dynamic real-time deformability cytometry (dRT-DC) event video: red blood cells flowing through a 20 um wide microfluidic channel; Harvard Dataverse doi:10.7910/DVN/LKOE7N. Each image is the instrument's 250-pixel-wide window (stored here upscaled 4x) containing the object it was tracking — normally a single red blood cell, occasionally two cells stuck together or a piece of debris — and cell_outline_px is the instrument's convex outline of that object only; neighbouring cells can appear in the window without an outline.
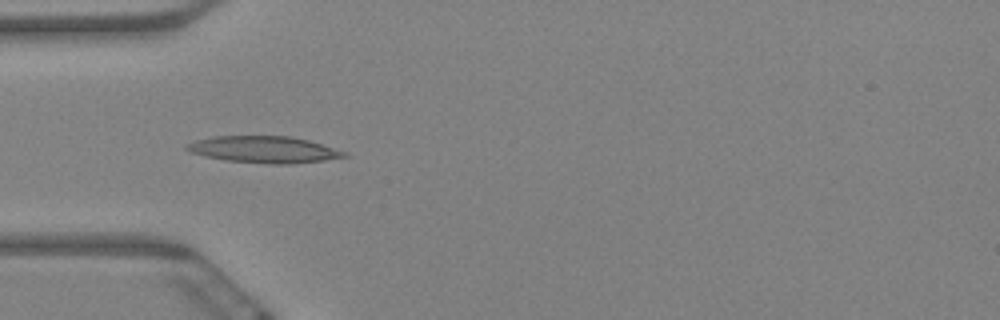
{"species": "Egyptian fruit bat (a non-hibernating species)", "species_latin": "Rousettus aegyptiacus", "temperature_condition": "warm", "stored_images_in_passage": 5, "camera_frame_rate_fps": 3000, "um_per_image_px": 0.085, "animal": {"sex": "female"}, "frame": {"image": 1, "passage_image": 5, "time_ms": 1.333, "image_size_px": [1000, 320], "cell_outline_px": [[348, 156], [324, 160], [292, 164], [272, 164], [224, 160], [204, 156], [192, 152], [184, 148], [184, 144], [196, 140], [212, 136], [292, 136], [308, 140], [348, 152]], "centroid_in_image_um": [22.42, 12.71], "position_along_channel_um": 62.6, "area_um2": 24.57}}